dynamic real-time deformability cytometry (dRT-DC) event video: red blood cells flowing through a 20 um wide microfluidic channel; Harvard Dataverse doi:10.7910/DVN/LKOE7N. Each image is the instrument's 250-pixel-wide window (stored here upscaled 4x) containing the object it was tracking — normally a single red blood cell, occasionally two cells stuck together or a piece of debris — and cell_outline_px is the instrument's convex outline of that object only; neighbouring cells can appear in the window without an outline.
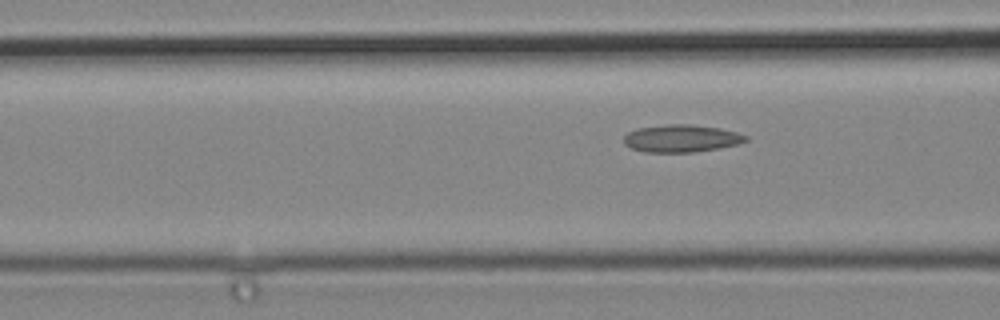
{"species": "common noctule bat (a hibernating species)", "species_latin": "Nyctalus noctula", "temperature_condition": "cold", "stored_images_in_passage": 6, "camera_frame_rate_fps": 3000, "um_per_image_px": 0.085, "animal": {"sex": "male", "body_mass_g": 19.2, "forearm_length_mm": 51.8}, "frame": {"image": 1, "passage_image": 6, "time_ms": 1.667, "image_size_px": [1000, 320], "cell_outline_px": [[748, 140], [740, 144], [720, 148], [692, 152], [644, 152], [632, 148], [624, 144], [624, 136], [628, 132], [636, 128], [668, 124], [692, 124], [720, 128], [736, 132], [748, 136]], "centroid_in_image_um": [57.93, 11.76], "position_along_channel_um": 108.7, "area_um2": 19.65}}